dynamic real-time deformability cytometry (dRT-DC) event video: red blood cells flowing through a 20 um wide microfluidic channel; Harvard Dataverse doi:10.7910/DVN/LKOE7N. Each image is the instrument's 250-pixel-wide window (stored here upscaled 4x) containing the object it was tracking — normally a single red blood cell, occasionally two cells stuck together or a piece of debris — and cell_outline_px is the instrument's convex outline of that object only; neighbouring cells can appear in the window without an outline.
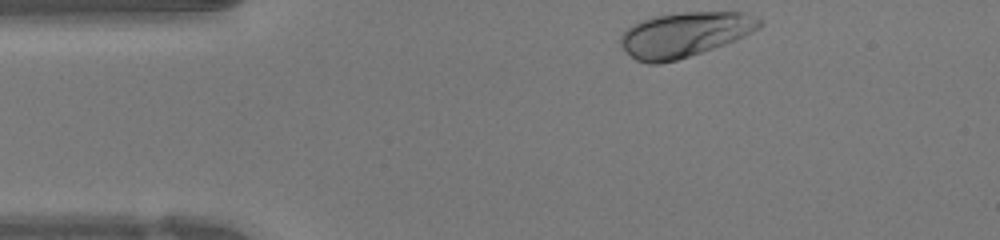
{"species": "human", "species_latin": "Homo sapiens", "temperature_condition": "warm", "stored_images_in_passage": 33, "camera_frame_rate_fps": 3000, "um_per_image_px": 0.085, "donor": {"sex": "female"}, "frame": {"image": 1, "passage_image": 1, "time_ms": 0.0, "image_size_px": [1000, 240], "cell_outline_px": [[764, 24], [760, 28], [736, 40], [676, 60], [660, 64], [648, 64], [636, 60], [620, 44], [620, 36], [632, 24], [652, 16], [680, 12], [744, 12], [764, 20]], "centroid_in_image_um": [58.22, 2.92], "position_along_channel_um": 26.8, "area_um2": 36.24}}
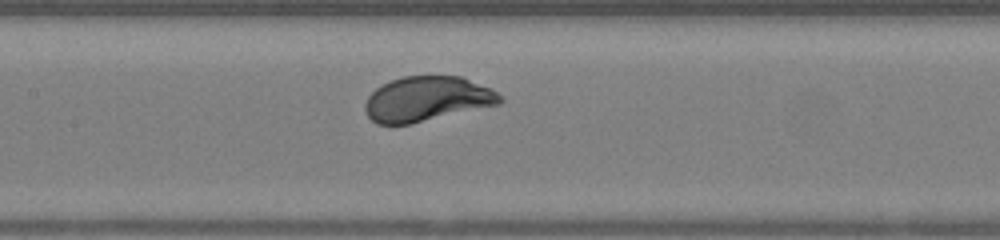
{"frame": {"image": 2, "passage_image": 15, "time_ms": 4.667, "image_size_px": [1000, 240], "cell_outline_px": [[504, 100], [500, 104], [412, 124], [376, 124], [368, 116], [364, 108], [364, 104], [368, 96], [376, 88], [392, 80], [404, 76], [464, 76], [492, 88]], "centroid_in_image_um": [36.32, 8.41], "position_along_channel_um": 171.1, "area_um2": 35.49}}
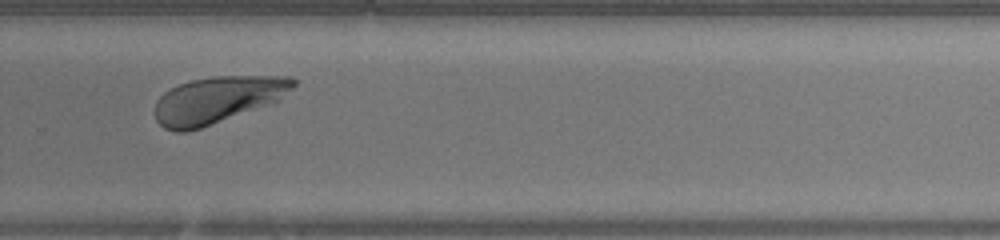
{"frame": {"image": 3, "passage_image": 25, "time_ms": 8.0, "image_size_px": [1000, 240], "cell_outline_px": [[296, 84], [292, 88], [276, 100], [200, 128], [188, 132], [176, 132], [164, 128], [156, 120], [156, 100], [164, 92], [180, 84], [192, 80], [212, 76], [292, 76], [296, 80]], "centroid_in_image_um": [18.43, 8.46], "position_along_channel_um": 311.4, "area_um2": 36.82}, "authors_computed_cell_mechanics": {"area_um2": 35.7782, "velocity_mm_per_s": 4.2166, "shape_relaxation_time_tau1_ms": 1.0918, "shape_relaxation_time_tau2_ms": null, "deformation_change_tau1": 0.1285, "deformation_change_tau2": null}}